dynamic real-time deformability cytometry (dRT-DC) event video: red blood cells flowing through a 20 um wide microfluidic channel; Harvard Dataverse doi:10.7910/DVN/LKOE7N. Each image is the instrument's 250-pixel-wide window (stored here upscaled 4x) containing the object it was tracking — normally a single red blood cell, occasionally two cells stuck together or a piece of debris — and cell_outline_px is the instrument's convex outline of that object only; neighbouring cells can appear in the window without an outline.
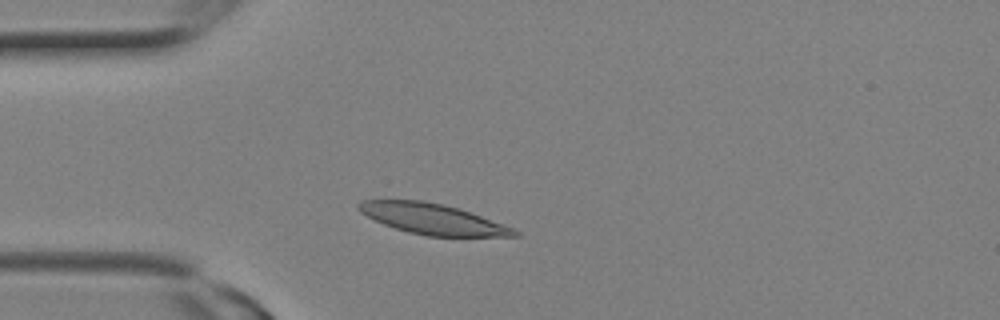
{"species": "Egyptian fruit bat (a non-hibernating species)", "species_latin": "Rousettus aegyptiacus", "temperature_condition": "room temperature", "stored_images_in_passage": 14, "camera_frame_rate_fps": 3000, "um_per_image_px": 0.085, "animal": {"sex": "female"}, "frame": {"image": 1, "passage_image": 3, "time_ms": 0.667, "image_size_px": [1000, 320], "cell_outline_px": [[520, 236], [428, 236], [408, 232], [384, 224], [360, 212], [356, 208], [356, 204], [364, 200], [420, 200], [444, 204], [460, 208], [512, 228], [520, 232]], "centroid_in_image_um": [36.75, 18.6], "position_along_channel_um": 48.2, "area_um2": 27.46}}
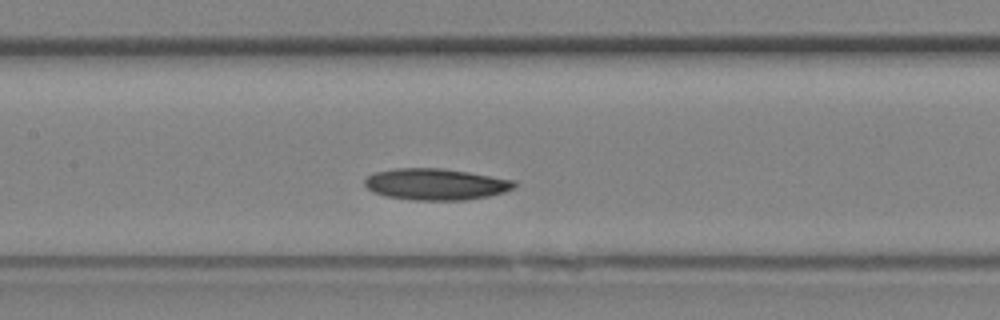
{"frame": {"image": 2, "passage_image": 8, "time_ms": 2.333, "image_size_px": [1000, 320], "cell_outline_px": [[516, 184], [512, 188], [504, 192], [488, 196], [464, 200], [412, 200], [388, 196], [372, 192], [364, 184], [364, 180], [368, 176], [376, 172], [396, 168], [440, 168], [468, 172], [516, 180]], "centroid_in_image_um": [37.04, 15.66], "position_along_channel_um": 170.4, "area_um2": 27.28}}
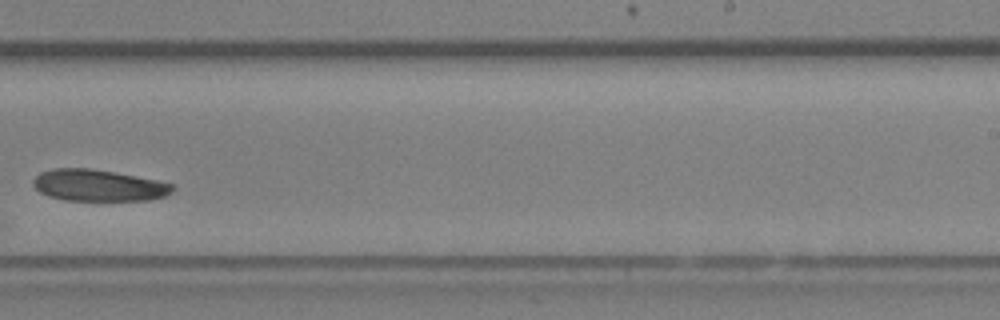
{"frame": {"image": 3, "passage_image": 12, "time_ms": 3.667, "image_size_px": [1000, 320], "cell_outline_px": [[176, 188], [172, 192], [164, 196], [148, 200], [64, 200], [48, 196], [40, 192], [32, 184], [32, 180], [40, 172], [52, 168], [88, 168], [136, 176], [176, 184]], "centroid_in_image_um": [8.37, 15.75], "position_along_channel_um": 280.6, "area_um2": 25.66}}